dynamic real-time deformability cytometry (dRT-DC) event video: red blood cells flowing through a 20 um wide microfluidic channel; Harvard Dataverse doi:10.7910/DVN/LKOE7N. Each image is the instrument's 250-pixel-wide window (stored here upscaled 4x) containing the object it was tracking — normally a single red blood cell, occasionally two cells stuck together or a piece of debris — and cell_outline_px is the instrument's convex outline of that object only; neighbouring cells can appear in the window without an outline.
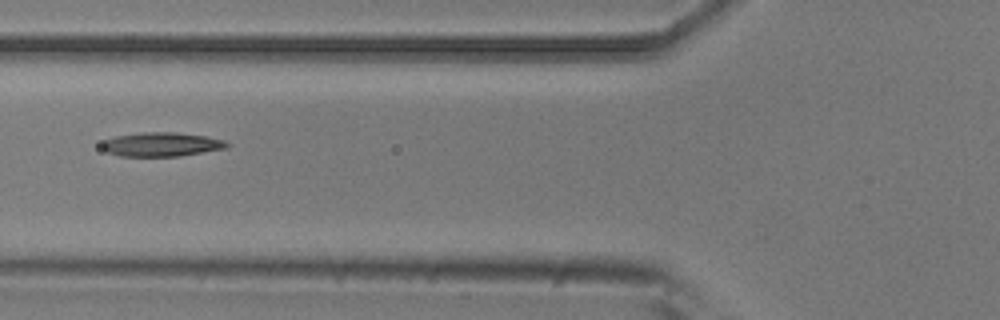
{"species": "common noctule bat (a hibernating species)", "species_latin": "Nyctalus noctula", "temperature_condition": "room temperature", "stored_images_in_passage": 9, "camera_frame_rate_fps": 3000, "um_per_image_px": 0.085, "animal": {"sex": "male", "body_mass_g": 20.5, "forearm_length_mm": 52.5}, "frame": {"image": 1, "passage_image": 6, "time_ms": 1.667, "image_size_px": [1000, 320], "cell_outline_px": [[232, 144], [228, 148], [180, 156], [120, 156], [108, 152], [100, 148], [100, 144], [104, 140], [116, 136], [140, 132], [176, 132], [208, 136], [224, 140]], "centroid_in_image_um": [13.75, 12.27], "position_along_channel_um": 112.0, "area_um2": 17.8}}
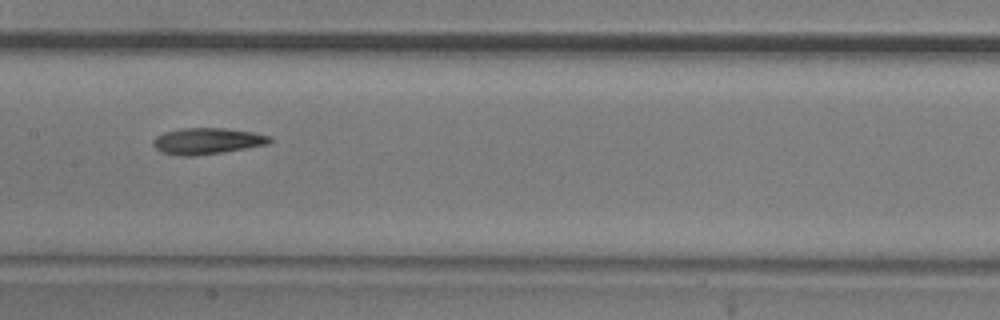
{"frame": {"image": 2, "passage_image": 8, "time_ms": 2.333, "image_size_px": [1000, 320], "cell_outline_px": [[272, 140], [268, 144], [220, 152], [192, 156], [180, 156], [160, 152], [152, 144], [152, 140], [156, 136], [164, 132], [184, 128], [224, 128], [252, 132], [272, 136]], "centroid_in_image_um": [17.57, 11.98], "position_along_channel_um": 189.8, "area_um2": 17.74}}
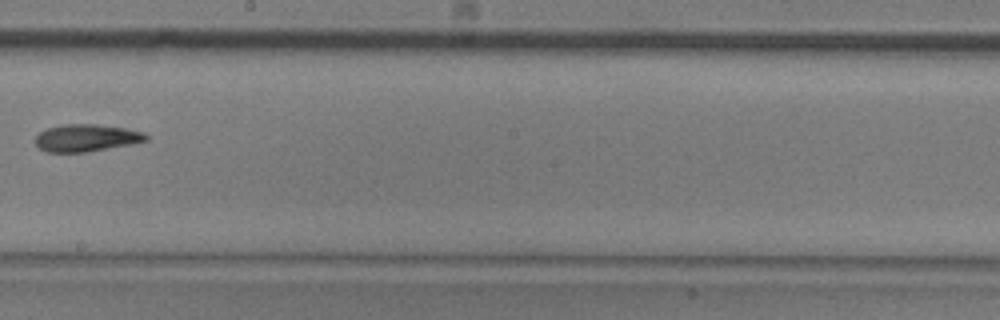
{"frame": {"image": 3, "passage_image": 9, "time_ms": 2.667, "image_size_px": [1000, 320], "cell_outline_px": [[148, 140], [128, 144], [84, 152], [44, 152], [36, 144], [36, 136], [40, 132], [48, 128], [64, 124], [96, 124], [124, 128], [144, 132], [148, 136]], "centroid_in_image_um": [7.31, 11.71], "position_along_channel_um": 240.9, "area_um2": 17.28}}